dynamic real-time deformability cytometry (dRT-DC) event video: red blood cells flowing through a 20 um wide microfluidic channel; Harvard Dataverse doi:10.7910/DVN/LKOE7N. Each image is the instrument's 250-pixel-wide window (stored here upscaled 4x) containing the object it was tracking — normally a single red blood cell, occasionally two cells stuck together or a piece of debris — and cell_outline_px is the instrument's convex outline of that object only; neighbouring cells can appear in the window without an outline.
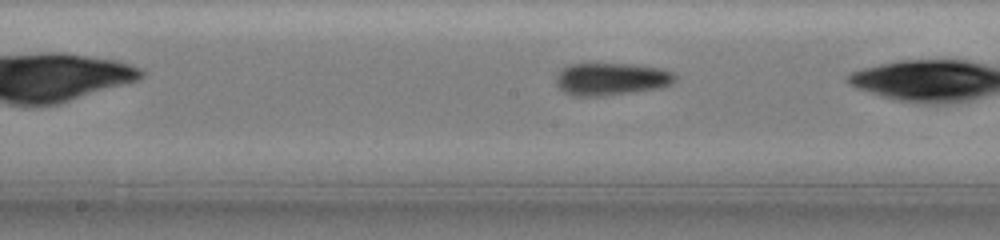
{"species": "common noctule bat (a hibernating species)", "species_latin": "Nyctalus noctula", "temperature_condition": "warm", "stored_images_in_passage": 12, "camera_frame_rate_fps": 3000, "um_per_image_px": 0.085, "animal": {"sex": "female", "body_mass_g": 19.5, "forearm_length_mm": 54.1}, "frame": {"image": 1, "passage_image": 10, "time_ms": 3.0, "image_size_px": [1000, 240], "cell_outline_px": [[676, 80], [672, 84], [660, 88], [600, 96], [572, 96], [564, 92], [556, 84], [556, 76], [564, 68], [572, 64], [624, 64], [656, 68], [672, 72], [676, 76]], "centroid_in_image_um": [51.94, 6.73], "position_along_channel_um": 196.3, "area_um2": 22.14}}